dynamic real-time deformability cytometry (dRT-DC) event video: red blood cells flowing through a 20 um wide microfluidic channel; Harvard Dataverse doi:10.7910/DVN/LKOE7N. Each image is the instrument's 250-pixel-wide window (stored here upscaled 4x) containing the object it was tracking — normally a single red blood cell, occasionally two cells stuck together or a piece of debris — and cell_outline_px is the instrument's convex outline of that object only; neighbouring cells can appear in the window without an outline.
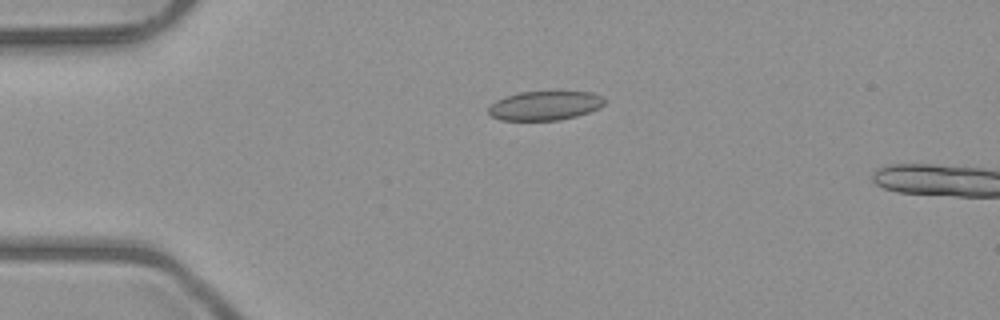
{"species": "common noctule bat (a hibernating species)", "species_latin": "Nyctalus noctula", "temperature_condition": "room temperature", "stored_images_in_passage": 7, "camera_frame_rate_fps": 3000, "um_per_image_px": 0.085, "animal": {"sex": "male", "body_mass_g": 23.1, "forearm_length_mm": 52.7}, "frame": {"image": 1, "passage_image": 7, "time_ms": 7.0, "image_size_px": [1000, 320], "cell_outline_px": [[604, 104], [600, 108], [576, 116], [560, 120], [500, 120], [492, 116], [488, 112], [488, 108], [496, 100], [504, 96], [520, 92], [592, 92], [604, 96]], "centroid_in_image_um": [46.32, 8.97], "position_along_channel_um": 38.7, "area_um2": 19.71}}